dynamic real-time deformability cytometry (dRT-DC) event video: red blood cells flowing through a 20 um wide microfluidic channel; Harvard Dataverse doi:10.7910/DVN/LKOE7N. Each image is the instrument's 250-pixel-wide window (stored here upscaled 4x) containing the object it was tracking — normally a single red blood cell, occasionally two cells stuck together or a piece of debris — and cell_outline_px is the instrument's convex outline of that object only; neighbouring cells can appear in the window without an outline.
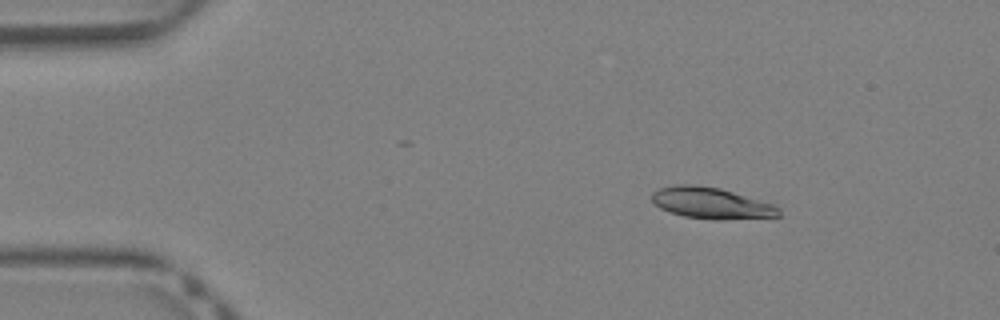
{"species": "Egyptian fruit bat (a non-hibernating species)", "species_latin": "Rousettus aegyptiacus", "temperature_condition": "warm", "stored_images_in_passage": 39, "camera_frame_rate_fps": 3000, "um_per_image_px": 0.085, "animal": {"sex": "female"}, "frame": {"image": 1, "passage_image": 5, "time_ms": 1.333, "image_size_px": [1000, 320], "cell_outline_px": [[780, 216], [724, 220], [712, 220], [684, 216], [660, 208], [652, 200], [652, 192], [656, 188], [676, 184], [692, 184], [720, 188], [776, 204], [780, 208]], "centroid_in_image_um": [60.48, 17.26], "position_along_channel_um": 24.5, "area_um2": 23.41}}
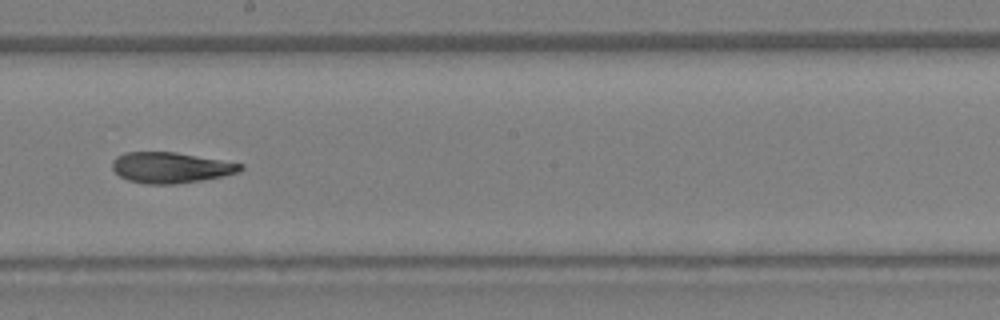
{"frame": {"image": 2, "passage_image": 22, "time_ms": 7.0, "image_size_px": [1000, 320], "cell_outline_px": [[244, 168], [240, 172], [200, 180], [176, 184], [144, 184], [128, 180], [120, 176], [112, 168], [112, 160], [116, 156], [124, 152], [176, 152], [244, 164]], "centroid_in_image_um": [14.49, 14.24], "position_along_channel_um": 233.7, "area_um2": 22.95}}
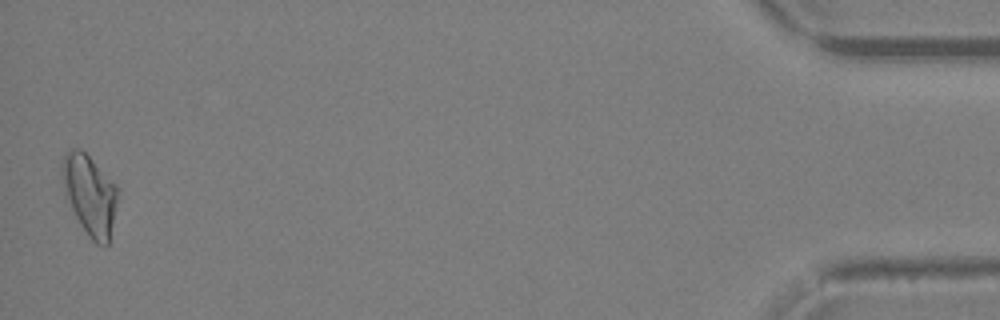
{"frame": {"image": 3, "passage_image": 39, "time_ms": 12.667, "image_size_px": [1000, 320], "cell_outline_px": [[120, 192], [108, 244], [96, 244], [88, 236], [64, 200], [60, 164], [64, 156], [72, 148], [80, 148], [116, 184]], "centroid_in_image_um": [7.6, 16.56], "position_along_channel_um": 427.6, "area_um2": 26.41}}